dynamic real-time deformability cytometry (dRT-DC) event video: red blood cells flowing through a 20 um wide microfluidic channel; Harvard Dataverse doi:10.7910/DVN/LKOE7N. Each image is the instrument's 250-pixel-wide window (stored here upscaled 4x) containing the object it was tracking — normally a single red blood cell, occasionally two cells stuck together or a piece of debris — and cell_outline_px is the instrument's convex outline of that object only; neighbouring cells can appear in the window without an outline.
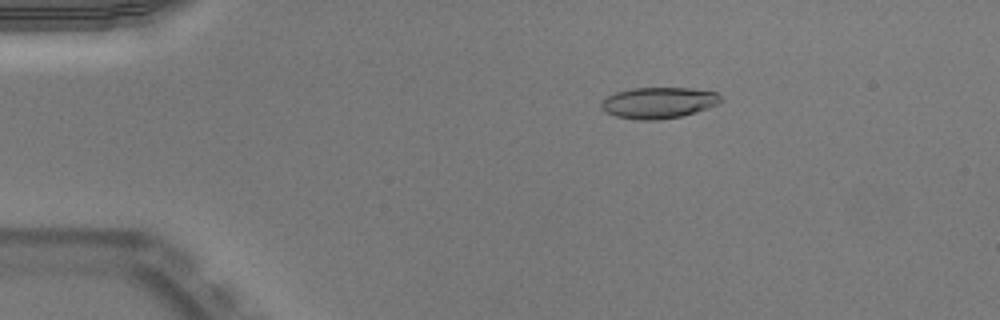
{"species": "Egyptian fruit bat (a non-hibernating species)", "species_latin": "Rousettus aegyptiacus", "temperature_condition": "warm", "stored_images_in_passage": 52, "camera_frame_rate_fps": 3000, "um_per_image_px": 0.085, "animal": {"sex": "male"}, "frame": {"image": 1, "passage_image": 10, "time_ms": 3.0, "image_size_px": [1000, 320], "cell_outline_px": [[724, 100], [720, 104], [696, 112], [680, 116], [660, 120], [636, 120], [616, 116], [604, 112], [600, 108], [600, 104], [608, 96], [616, 92], [632, 88], [692, 88], [716, 92]], "centroid_in_image_um": [55.99, 8.74], "position_along_channel_um": 29.0, "area_um2": 21.91}}
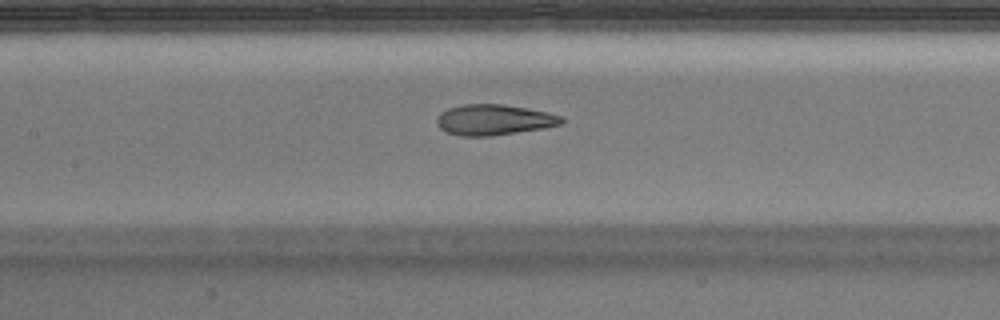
{"frame": {"image": 2, "passage_image": 25, "time_ms": 8.0, "image_size_px": [1000, 320], "cell_outline_px": [[564, 120], [560, 124], [544, 128], [492, 136], [460, 136], [444, 132], [436, 124], [436, 116], [440, 112], [448, 108], [460, 104], [504, 104], [528, 108], [564, 116]], "centroid_in_image_um": [41.94, 10.18], "position_along_channel_um": 165.5, "area_um2": 22.6}}
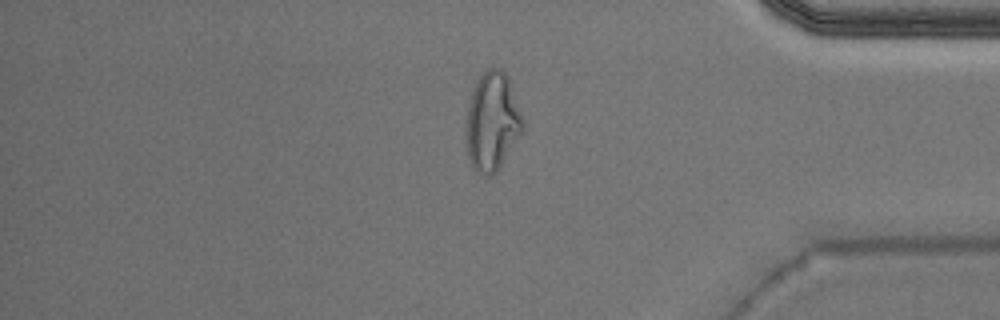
{"frame": {"image": 3, "passage_image": 44, "time_ms": 14.333, "image_size_px": [1000, 320], "cell_outline_px": [[524, 128], [520, 136], [496, 172], [492, 176], [488, 176], [476, 172], [472, 168], [468, 160], [464, 140], [464, 132], [468, 104], [472, 88], [476, 80], [492, 64], [500, 68], [508, 76], [524, 124]], "centroid_in_image_um": [41.78, 10.34], "position_along_channel_um": 393.4, "area_um2": 33.23}, "authors_computed_cell_mechanics": {"area_um2": 22.7154, "velocity_mm_per_s": 3.9533, "shape_relaxation_time_tau1_ms": null, "shape_relaxation_time_tau2_ms": 1.4143, "deformation_change_tau1": null, "deformation_change_tau2": 0.0887}}